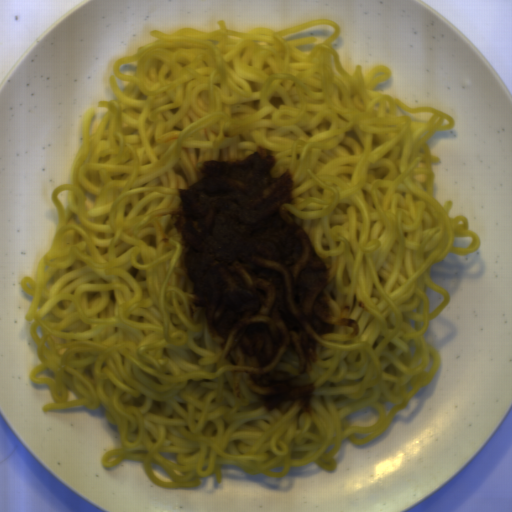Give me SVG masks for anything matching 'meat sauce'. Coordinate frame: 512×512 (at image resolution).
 I'll use <instances>...</instances> for the list:
<instances>
[{
    "label": "meat sauce",
    "instance_id": "1",
    "mask_svg": "<svg viewBox=\"0 0 512 512\" xmlns=\"http://www.w3.org/2000/svg\"><path fill=\"white\" fill-rule=\"evenodd\" d=\"M272 150L235 161L206 160L173 212L180 257L197 307L227 357L246 368L263 410L314 413L313 387L280 368L294 352L305 371L333 331L330 273L293 205L290 172L275 173Z\"/></svg>",
    "mask_w": 512,
    "mask_h": 512
},
{
    "label": "meat sauce",
    "instance_id": "2",
    "mask_svg": "<svg viewBox=\"0 0 512 512\" xmlns=\"http://www.w3.org/2000/svg\"><path fill=\"white\" fill-rule=\"evenodd\" d=\"M340 326L343 327H350L352 329V333L350 336L356 337L359 334V325L357 320H355L352 317H344L342 319H339Z\"/></svg>",
    "mask_w": 512,
    "mask_h": 512
}]
</instances>
